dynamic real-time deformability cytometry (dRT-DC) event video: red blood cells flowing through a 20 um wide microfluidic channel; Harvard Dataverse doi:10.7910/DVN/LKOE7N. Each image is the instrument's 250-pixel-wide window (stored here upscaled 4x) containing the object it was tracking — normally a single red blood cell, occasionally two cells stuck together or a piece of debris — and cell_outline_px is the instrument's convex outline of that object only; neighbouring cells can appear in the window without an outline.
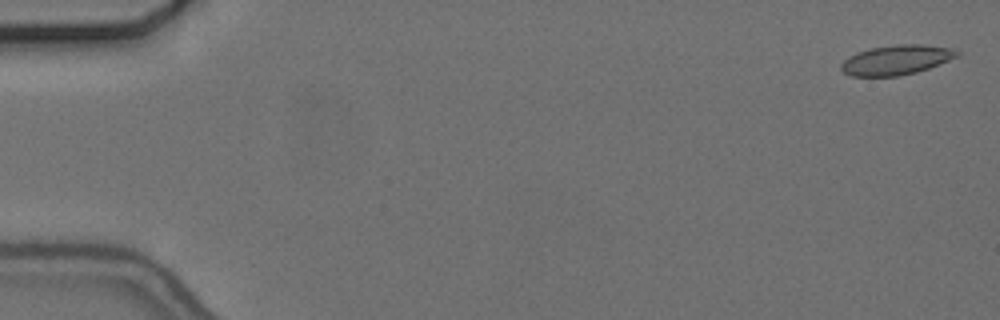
{"species": "common noctule bat (a hibernating species)", "species_latin": "Nyctalus noctula", "temperature_condition": "cold", "stored_images_in_passage": 7, "camera_frame_rate_fps": 3000, "um_per_image_px": 0.085, "animal": {"sex": "female", "body_mass_g": 24.6, "forearm_length_mm": 56.2}, "frame": {"image": 1, "passage_image": 2, "time_ms": 0.333, "image_size_px": [1000, 320], "cell_outline_px": [[960, 56], [928, 68], [916, 72], [896, 76], [852, 76], [844, 72], [840, 68], [840, 64], [848, 56], [856, 52], [872, 48], [896, 44], [920, 44], [952, 48], [960, 52]], "centroid_in_image_um": [76.19, 5.08], "position_along_channel_um": 8.8, "area_um2": 20.06}}